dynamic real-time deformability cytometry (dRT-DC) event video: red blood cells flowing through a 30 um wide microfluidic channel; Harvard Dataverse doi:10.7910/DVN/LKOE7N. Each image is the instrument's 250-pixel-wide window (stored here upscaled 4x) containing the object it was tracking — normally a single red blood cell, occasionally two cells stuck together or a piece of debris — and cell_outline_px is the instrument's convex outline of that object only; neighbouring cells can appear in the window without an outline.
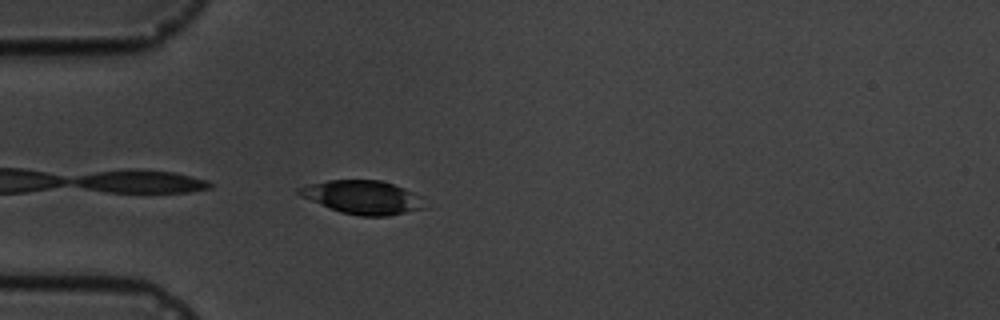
{"species": "common noctule bat (a hibernating species)", "species_latin": "Nyctalus noctula", "temperature_condition": "cold", "stored_images_in_passage": 3, "camera_frame_rate_fps": 3000, "um_per_image_px": 0.085, "animal": {"sex": "male", "body_mass_g": 19.5, "forearm_length_mm": 54.6}, "frame": {"image": 1, "passage_image": 3, "time_ms": 3.333, "image_size_px": [1000, 320], "cell_outline_px": [[428, 208], [388, 216], [360, 216], [340, 212], [300, 196], [296, 192], [296, 188], [308, 184], [328, 180], [380, 180], [404, 188], [424, 196]], "centroid_in_image_um": [30.89, 16.77], "position_along_channel_um": 54.1, "area_um2": 24.91}}